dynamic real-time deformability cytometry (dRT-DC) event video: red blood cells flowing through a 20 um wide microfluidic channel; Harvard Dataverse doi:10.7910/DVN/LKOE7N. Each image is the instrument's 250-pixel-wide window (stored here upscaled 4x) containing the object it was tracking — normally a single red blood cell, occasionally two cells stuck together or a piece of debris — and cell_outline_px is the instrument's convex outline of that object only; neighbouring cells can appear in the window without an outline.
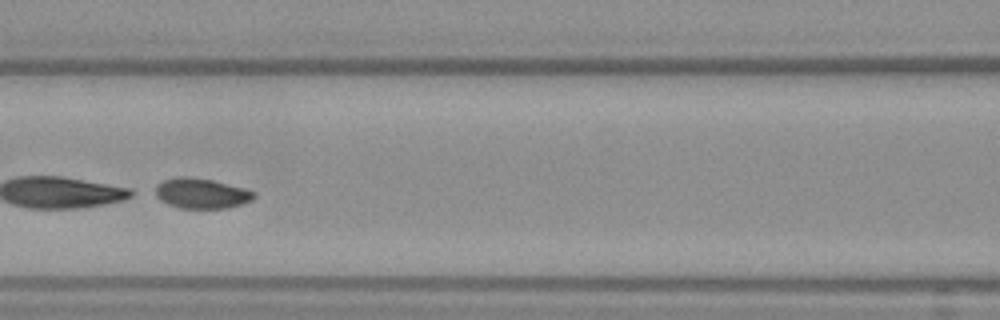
{"species": "Egyptian fruit bat (a non-hibernating species)", "species_latin": "Rousettus aegyptiacus", "temperature_condition": "warm", "stored_images_in_passage": 52, "segment_of_instrument_passage": [2, 2], "camera_frame_rate_fps": 3000, "um_per_image_px": 0.085, "frame": {"image": 1, "passage_image": 24, "time_ms": 7.667, "image_size_px": [1000, 320], "cell_outline_px": [[256, 196], [252, 200], [240, 204], [224, 208], [180, 208], [168, 204], [160, 200], [156, 196], [156, 184], [164, 180], [176, 176], [188, 176], [212, 180], [244, 188], [256, 192]], "centroid_in_image_um": [17.1, 16.42], "position_along_channel_um": 149.5, "area_um2": 17.34}}